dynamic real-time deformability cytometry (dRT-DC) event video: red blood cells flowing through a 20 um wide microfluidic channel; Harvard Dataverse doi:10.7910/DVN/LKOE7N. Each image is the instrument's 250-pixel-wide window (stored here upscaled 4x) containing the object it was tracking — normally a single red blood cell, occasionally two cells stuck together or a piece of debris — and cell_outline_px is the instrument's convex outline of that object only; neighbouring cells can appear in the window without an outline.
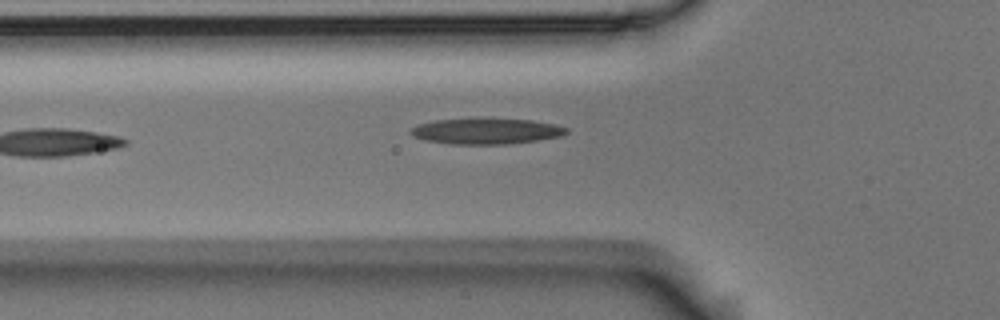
{"species": "Egyptian fruit bat (a non-hibernating species)", "species_latin": "Rousettus aegyptiacus", "temperature_condition": "room temperature", "stored_images_in_passage": 6, "camera_frame_rate_fps": 3000, "um_per_image_px": 0.085, "animal": {"sex": "male"}, "frame": {"image": 1, "passage_image": 6, "time_ms": 1.667, "image_size_px": [1000, 320], "cell_outline_px": [[568, 132], [560, 136], [536, 140], [508, 144], [452, 144], [428, 140], [416, 136], [408, 132], [412, 128], [420, 124], [436, 120], [532, 120], [556, 124], [568, 128]], "centroid_in_image_um": [41.39, 11.17], "position_along_channel_um": 84.4, "area_um2": 22.54}}